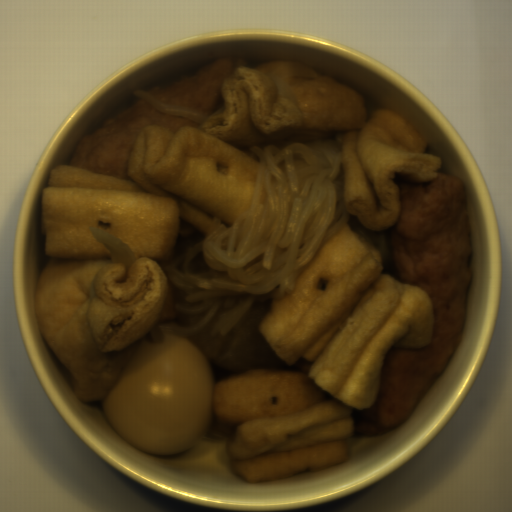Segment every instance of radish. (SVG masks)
<instances>
[{"mask_svg":"<svg viewBox=\"0 0 512 512\" xmlns=\"http://www.w3.org/2000/svg\"><path fill=\"white\" fill-rule=\"evenodd\" d=\"M278 285L266 293H252L251 304L226 336L212 333L226 310L220 309L194 333H185L213 362L227 370L242 373L247 370L303 371L300 361L292 365L284 361L271 347L259 327L273 308Z\"/></svg>","mask_w":512,"mask_h":512,"instance_id":"radish-1","label":"radish"},{"mask_svg":"<svg viewBox=\"0 0 512 512\" xmlns=\"http://www.w3.org/2000/svg\"><path fill=\"white\" fill-rule=\"evenodd\" d=\"M207 311V310H206ZM206 311L197 312V313H186L183 316L182 326H193L199 324Z\"/></svg>","mask_w":512,"mask_h":512,"instance_id":"radish-2","label":"radish"}]
</instances>
